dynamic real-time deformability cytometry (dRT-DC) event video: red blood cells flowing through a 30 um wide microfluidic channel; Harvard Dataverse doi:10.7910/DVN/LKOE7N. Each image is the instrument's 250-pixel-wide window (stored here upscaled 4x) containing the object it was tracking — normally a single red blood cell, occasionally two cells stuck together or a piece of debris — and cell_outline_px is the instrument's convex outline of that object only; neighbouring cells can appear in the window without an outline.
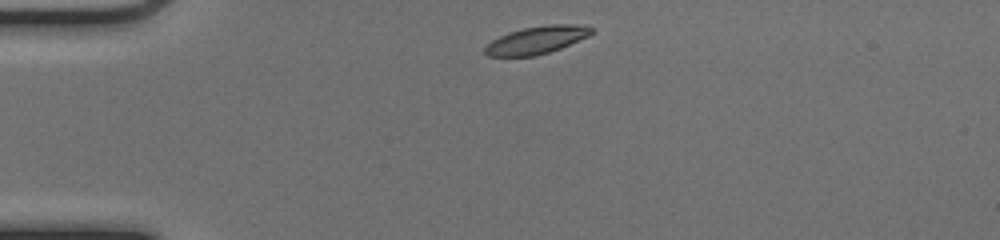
{"species": "common noctule bat (a hibernating species)", "species_latin": "Nyctalus noctula", "temperature_condition": "cold", "stored_images_in_passage": 41, "camera_frame_rate_fps": 3000, "um_per_image_px": 0.085, "animal": {"sex": "female", "body_mass_g": 17.0, "forearm_length_mm": 48.0}, "frame": {"image": 1, "passage_image": 1, "time_ms": 0.0, "image_size_px": [1000, 240], "cell_outline_px": [[592, 32], [588, 36], [560, 48], [536, 56], [488, 56], [484, 52], [484, 48], [492, 40], [508, 32], [524, 28], [548, 24], [568, 24], [592, 28]], "centroid_in_image_um": [45.56, 3.41], "position_along_channel_um": 39.4, "area_um2": 16.82}}
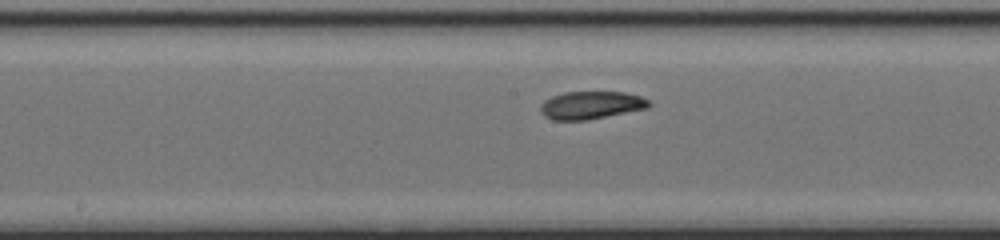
{"frame": {"image": 2, "passage_image": 16, "time_ms": 5.0, "image_size_px": [1000, 240], "cell_outline_px": [[652, 104], [648, 108], [588, 120], [552, 120], [544, 116], [540, 112], [540, 104], [544, 100], [552, 96], [564, 92], [624, 92], [640, 96], [648, 100]], "centroid_in_image_um": [50.22, 8.94], "position_along_channel_um": 198.0, "area_um2": 17.69}}
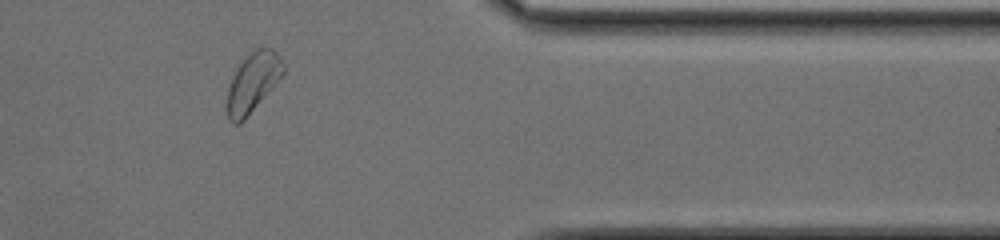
{"frame": {"image": 3, "passage_image": 32, "time_ms": 10.333, "image_size_px": [1000, 240], "cell_outline_px": [[284, 72], [272, 88], [244, 120], [240, 124], [232, 124], [228, 120], [224, 104], [228, 88], [232, 76], [236, 68], [256, 48], [272, 48], [280, 56], [284, 64]], "centroid_in_image_um": [21.44, 7.06], "position_along_channel_um": 390.0, "area_um2": 19.54}, "authors_computed_cell_mechanics": {"area_um2": 17.918, "velocity_mm_per_s": 3.9462, "shape_relaxation_time_tau1_ms": 3.8495, "shape_relaxation_time_tau2_ms": 3.4402, "deformation_change_tau1": 0.1246, "deformation_change_tau2": 0.0786}}